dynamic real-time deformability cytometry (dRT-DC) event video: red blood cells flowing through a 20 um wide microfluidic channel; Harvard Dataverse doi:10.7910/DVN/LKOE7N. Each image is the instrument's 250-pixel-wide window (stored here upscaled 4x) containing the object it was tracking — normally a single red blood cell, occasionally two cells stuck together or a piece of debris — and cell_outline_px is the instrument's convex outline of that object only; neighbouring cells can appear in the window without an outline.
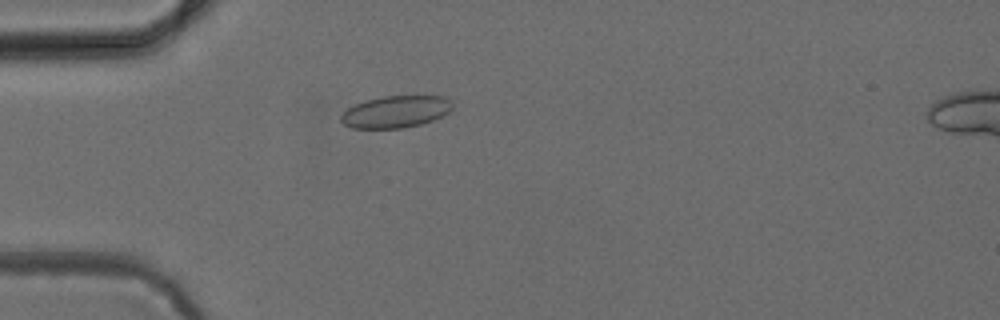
{"species": "common noctule bat (a hibernating species)", "species_latin": "Nyctalus noctula", "temperature_condition": "cold", "stored_images_in_passage": 35, "camera_frame_rate_fps": 3000, "um_per_image_px": 0.085, "animal": {"sex": "female", "body_mass_g": 24.6, "forearm_length_mm": 56.2}, "frame": {"image": 1, "passage_image": 4, "time_ms": 1.0, "image_size_px": [1000, 320], "cell_outline_px": [[452, 108], [448, 112], [432, 120], [420, 124], [404, 128], [352, 128], [344, 124], [340, 120], [340, 116], [348, 108], [364, 100], [384, 96], [440, 96], [448, 100], [452, 104]], "centroid_in_image_um": [33.59, 9.5], "position_along_channel_um": 51.4, "area_um2": 20.52}}
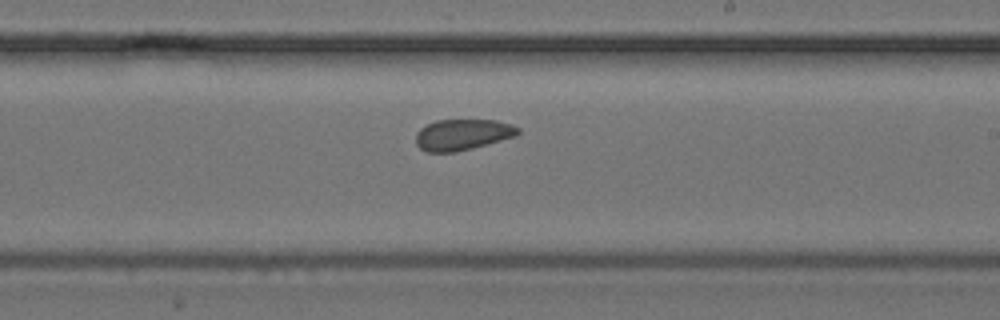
{"frame": {"image": 2, "passage_image": 20, "time_ms": 6.333, "image_size_px": [1000, 320], "cell_outline_px": [[520, 132], [516, 136], [472, 148], [456, 152], [424, 152], [416, 144], [416, 132], [420, 128], [436, 120], [496, 120], [512, 124], [520, 128]], "centroid_in_image_um": [39.31, 11.44], "position_along_channel_um": 249.7, "area_um2": 18.55}}
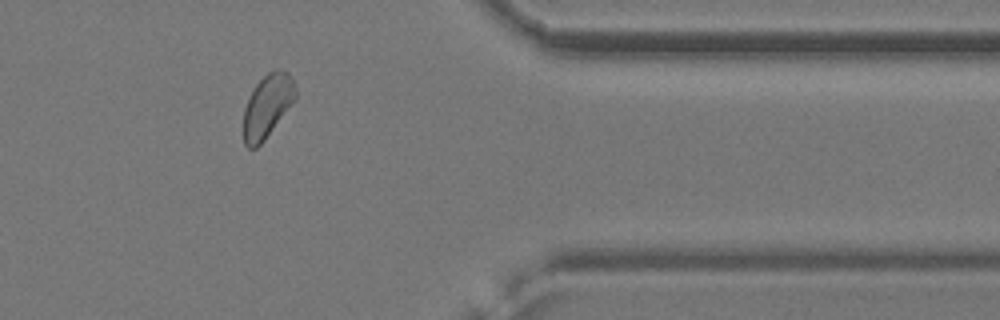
{"frame": {"image": 3, "passage_image": 32, "time_ms": 10.333, "image_size_px": [1000, 320], "cell_outline_px": [[296, 100], [264, 140], [256, 148], [248, 148], [244, 144], [244, 108], [248, 96], [256, 84], [268, 72], [288, 72], [296, 88]], "centroid_in_image_um": [22.72, 9.04], "position_along_channel_um": 388.7, "area_um2": 18.9}}